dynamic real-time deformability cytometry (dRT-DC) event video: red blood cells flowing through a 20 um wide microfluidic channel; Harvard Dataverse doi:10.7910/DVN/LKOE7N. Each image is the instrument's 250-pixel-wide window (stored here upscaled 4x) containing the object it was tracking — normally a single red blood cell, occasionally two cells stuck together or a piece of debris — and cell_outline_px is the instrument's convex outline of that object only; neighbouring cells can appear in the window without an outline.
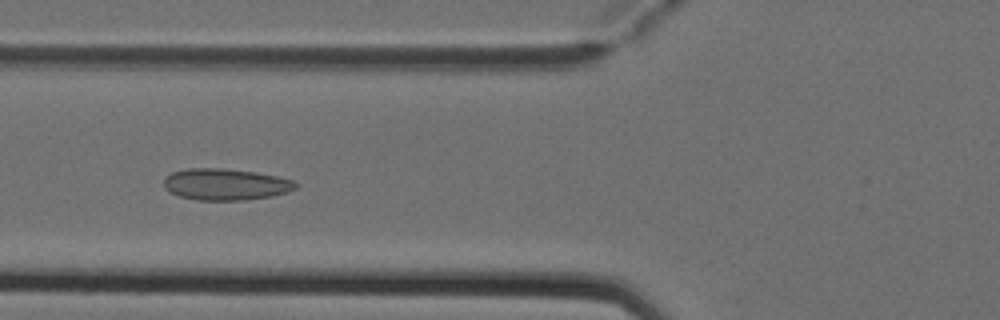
{"species": "Egyptian fruit bat (a non-hibernating species)", "species_latin": "Rousettus aegyptiacus", "temperature_condition": "cold", "stored_images_in_passage": 5, "camera_frame_rate_fps": 3000, "um_per_image_px": 0.085, "animal": {"sex": "female"}, "frame": {"image": 1, "passage_image": 4, "time_ms": 1.0, "image_size_px": [1000, 320], "cell_outline_px": [[300, 184], [296, 188], [288, 192], [272, 196], [244, 200], [196, 200], [180, 196], [164, 188], [164, 180], [172, 172], [188, 168], [224, 168], [256, 172], [276, 176], [292, 180]], "centroid_in_image_um": [19.2, 15.67], "position_along_channel_um": 106.6, "area_um2": 24.22}}
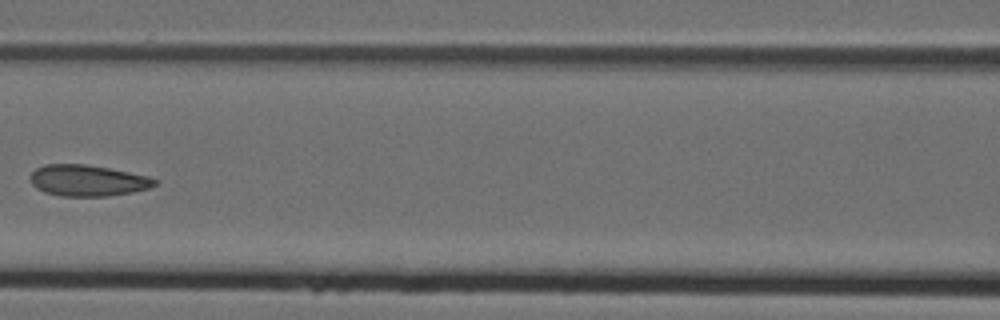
{"frame": {"image": 2, "passage_image": 5, "time_ms": 1.333, "image_size_px": [1000, 320], "cell_outline_px": [[160, 180], [156, 184], [148, 188], [132, 192], [108, 196], [60, 196], [44, 192], [36, 188], [32, 184], [28, 176], [36, 168], [44, 164], [88, 164], [148, 176]], "centroid_in_image_um": [7.42, 15.34], "position_along_channel_um": 159.2, "area_um2": 22.77}}